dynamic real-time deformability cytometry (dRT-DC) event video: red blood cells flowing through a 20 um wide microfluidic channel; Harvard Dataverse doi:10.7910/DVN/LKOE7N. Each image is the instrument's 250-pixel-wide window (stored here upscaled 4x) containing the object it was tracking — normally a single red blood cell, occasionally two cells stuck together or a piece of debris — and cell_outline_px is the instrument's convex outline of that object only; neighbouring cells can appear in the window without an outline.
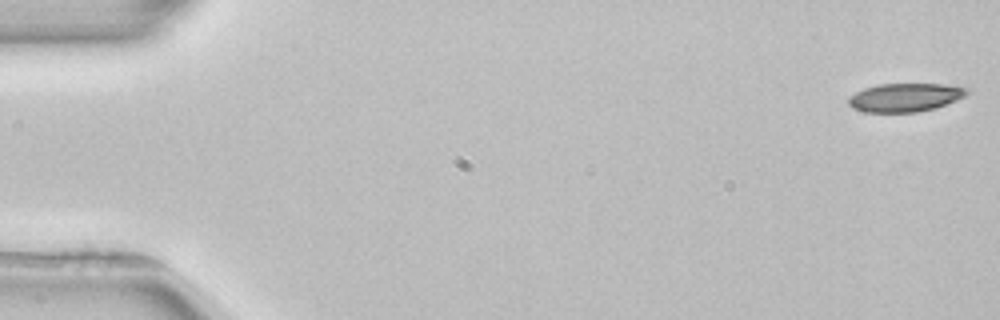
{"species": "common noctule bat (a hibernating species)", "species_latin": "Nyctalus noctula", "temperature_condition": "room temperature", "stored_images_in_passage": 10, "camera_frame_rate_fps": 3000, "um_per_image_px": 0.085, "animal": {"sex": "female", "body_mass_g": 22.7, "forearm_length_mm": 54.2}, "frame": {"image": 1, "passage_image": 1, "time_ms": 0.0, "image_size_px": [1000, 320], "cell_outline_px": [[968, 92], [964, 96], [956, 100], [936, 108], [916, 112], [864, 112], [852, 108], [848, 104], [848, 96], [864, 88], [880, 84], [944, 84], [968, 88]], "centroid_in_image_um": [76.9, 8.28], "position_along_channel_um": 8.1, "area_um2": 19.65}}